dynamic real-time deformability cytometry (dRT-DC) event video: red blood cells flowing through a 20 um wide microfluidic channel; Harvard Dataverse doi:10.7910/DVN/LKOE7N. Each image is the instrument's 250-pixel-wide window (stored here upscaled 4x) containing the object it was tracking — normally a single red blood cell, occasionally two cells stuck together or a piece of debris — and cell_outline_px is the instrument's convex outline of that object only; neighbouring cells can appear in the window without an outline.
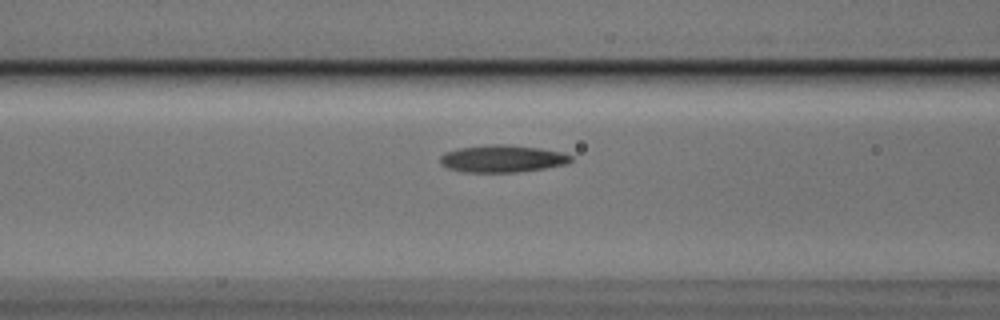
{"species": "Egyptian fruit bat (a non-hibernating species)", "species_latin": "Rousettus aegyptiacus", "temperature_condition": "cold", "stored_images_in_passage": 7, "camera_frame_rate_fps": 3000, "um_per_image_px": 0.085, "animal": {"sex": "male"}, "frame": {"image": 1, "passage_image": 5, "time_ms": 1.333, "image_size_px": [1000, 320], "cell_outline_px": [[572, 160], [568, 164], [544, 168], [516, 172], [464, 172], [448, 168], [440, 164], [440, 156], [444, 152], [460, 148], [488, 144], [508, 144], [540, 148], [560, 152], [572, 156]], "centroid_in_image_um": [42.68, 13.48], "position_along_channel_um": 123.9, "area_um2": 20.81}}